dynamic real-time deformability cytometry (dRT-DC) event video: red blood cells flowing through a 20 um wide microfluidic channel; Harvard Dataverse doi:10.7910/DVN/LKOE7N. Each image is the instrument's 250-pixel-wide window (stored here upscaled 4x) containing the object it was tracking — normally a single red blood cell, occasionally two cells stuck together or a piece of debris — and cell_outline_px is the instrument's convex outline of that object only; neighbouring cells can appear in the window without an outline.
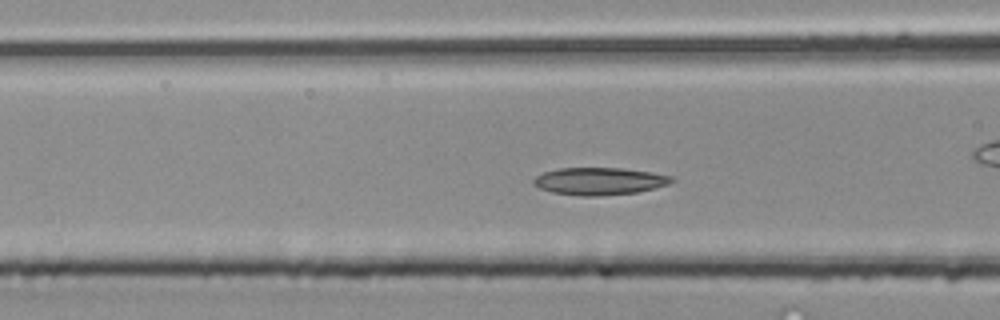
{"species": "common noctule bat (a hibernating species)", "species_latin": "Nyctalus noctula", "temperature_condition": "room temperature", "stored_images_in_passage": 42, "camera_frame_rate_fps": 3000, "um_per_image_px": 0.085, "animal": {"sex": "male", "body_mass_g": 20.4}, "frame": {"image": 1, "passage_image": 13, "time_ms": 4.0, "image_size_px": [1000, 320], "cell_outline_px": [[676, 180], [668, 184], [656, 188], [636, 192], [600, 196], [580, 196], [552, 192], [540, 188], [532, 184], [532, 180], [536, 176], [544, 172], [560, 168], [624, 168], [652, 172], [672, 176]], "centroid_in_image_um": [50.96, 15.4], "position_along_channel_um": 115.6, "area_um2": 22.14}}
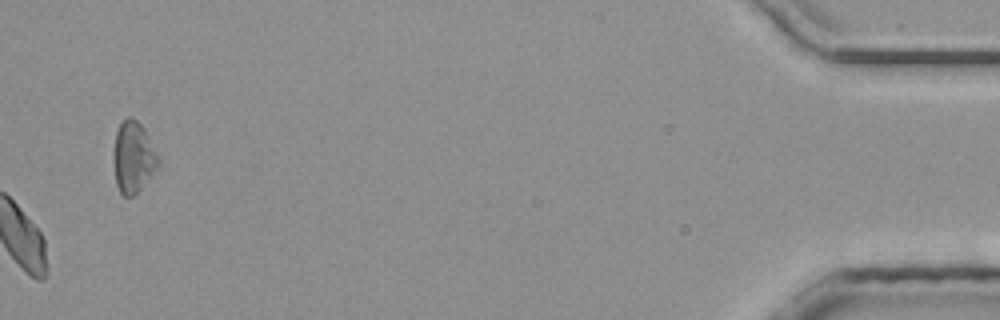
{"frame": {"image": 2, "passage_image": 42, "time_ms": 13.667, "image_size_px": [1000, 320], "cell_outline_px": [[160, 160], [152, 172], [140, 188], [132, 196], [124, 196], [120, 192], [116, 184], [112, 160], [112, 152], [116, 132], [120, 124], [128, 116], [132, 116], [144, 128]], "centroid_in_image_um": [11.27, 13.32], "position_along_channel_um": 423.9, "area_um2": 18.32}}